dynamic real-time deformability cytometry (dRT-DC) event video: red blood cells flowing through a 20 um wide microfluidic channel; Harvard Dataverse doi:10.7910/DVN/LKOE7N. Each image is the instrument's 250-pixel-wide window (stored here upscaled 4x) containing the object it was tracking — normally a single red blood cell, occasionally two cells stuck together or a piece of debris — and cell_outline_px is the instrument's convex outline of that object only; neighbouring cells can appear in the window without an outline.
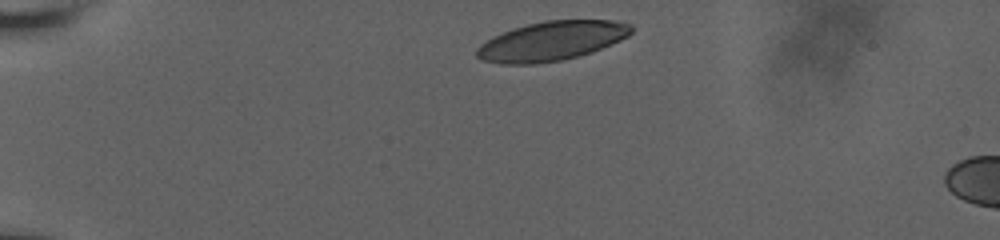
{"species": "human", "species_latin": "Homo sapiens", "temperature_condition": "room temperature", "stored_images_in_passage": 7, "camera_frame_rate_fps": 3000, "um_per_image_px": 0.085, "donor": {"sex": "male"}, "frame": {"image": 1, "passage_image": 1, "time_ms": 0.0, "image_size_px": [1000, 240], "cell_outline_px": [[632, 32], [628, 36], [620, 40], [592, 52], [560, 60], [536, 64], [500, 64], [480, 60], [476, 56], [476, 48], [480, 44], [492, 36], [512, 28], [544, 20], [616, 20], [632, 24]], "centroid_in_image_um": [46.85, 3.48], "position_along_channel_um": 38.1, "area_um2": 35.55}}